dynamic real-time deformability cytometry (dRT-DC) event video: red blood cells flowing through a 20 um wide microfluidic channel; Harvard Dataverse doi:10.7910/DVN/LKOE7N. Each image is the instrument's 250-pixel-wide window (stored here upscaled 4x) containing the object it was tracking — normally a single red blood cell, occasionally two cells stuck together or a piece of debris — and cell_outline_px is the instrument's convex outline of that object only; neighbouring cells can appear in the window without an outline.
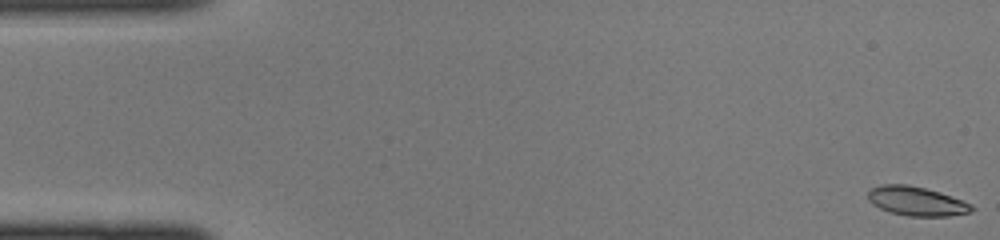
{"species": "common noctule bat (a hibernating species)", "species_latin": "Nyctalus noctula", "temperature_condition": "cold", "stored_images_in_passage": 45, "camera_frame_rate_fps": 3000, "um_per_image_px": 0.085, "animal": {"sex": "female", "body_mass_g": 22.0, "forearm_length_mm": 56.7}, "frame": {"image": 1, "passage_image": 1, "time_ms": 0.0, "image_size_px": [1000, 240], "cell_outline_px": [[976, 208], [972, 212], [948, 216], [908, 216], [888, 212], [872, 204], [868, 200], [868, 192], [872, 188], [880, 184], [908, 184], [940, 192], [964, 200], [972, 204]], "centroid_in_image_um": [77.93, 17.1], "position_along_channel_um": 7.1, "area_um2": 17.86}}
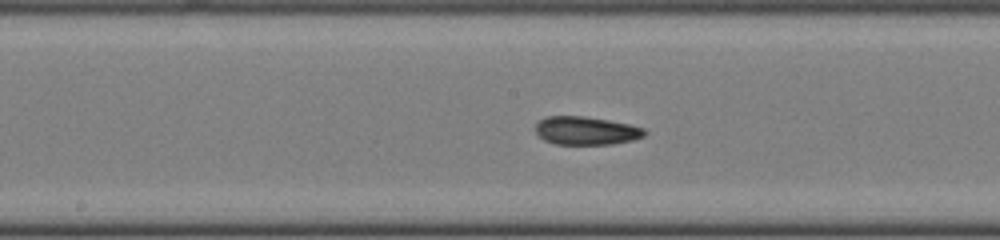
{"frame": {"image": 2, "passage_image": 23, "time_ms": 7.333, "image_size_px": [1000, 240], "cell_outline_px": [[648, 132], [644, 136], [632, 140], [612, 144], [556, 144], [544, 140], [536, 132], [536, 124], [544, 116], [584, 116], [608, 120], [628, 124], [644, 128]], "centroid_in_image_um": [49.82, 11.1], "position_along_channel_um": 198.4, "area_um2": 17.92}}
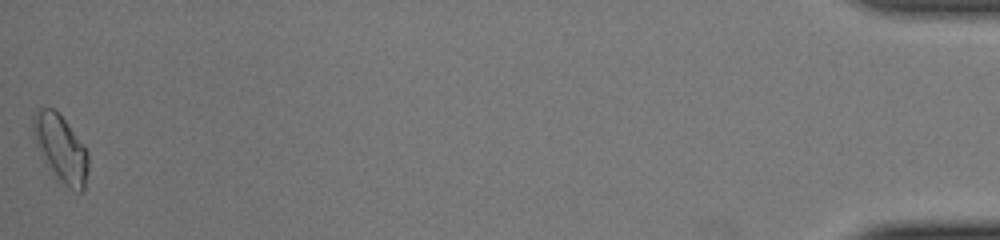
{"frame": {"image": 3, "passage_image": 45, "time_ms": 14.667, "image_size_px": [1000, 240], "cell_outline_px": [[88, 168], [84, 188], [80, 192], [76, 192], [68, 188], [56, 180], [48, 168], [36, 144], [32, 128], [32, 116], [40, 108], [52, 108], [64, 120], [88, 152]], "centroid_in_image_um": [5.15, 12.68], "position_along_channel_um": 430.1, "area_um2": 21.33}}